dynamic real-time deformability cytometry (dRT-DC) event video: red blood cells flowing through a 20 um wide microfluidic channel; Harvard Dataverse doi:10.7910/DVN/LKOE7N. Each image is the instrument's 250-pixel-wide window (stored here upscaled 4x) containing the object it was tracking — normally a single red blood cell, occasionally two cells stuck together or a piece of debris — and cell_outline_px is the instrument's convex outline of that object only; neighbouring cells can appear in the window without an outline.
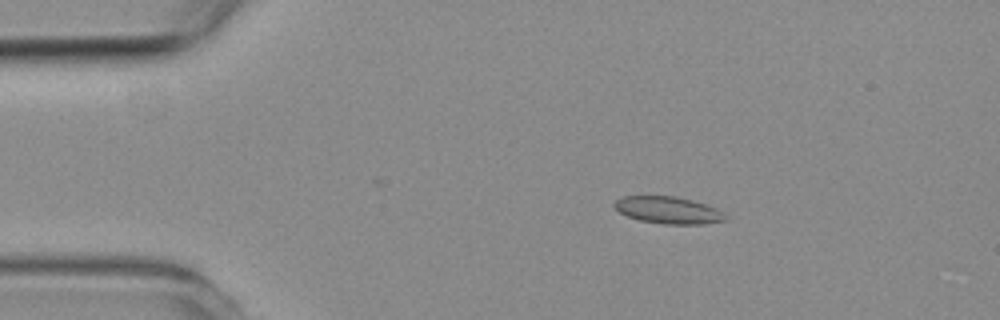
{"species": "common noctule bat (a hibernating species)", "species_latin": "Nyctalus noctula", "temperature_condition": "room temperature", "stored_images_in_passage": 3, "camera_frame_rate_fps": 3000, "um_per_image_px": 0.085, "animal": {"sex": "female", "body_mass_g": 19.3, "forearm_length_mm": 54.1}, "frame": {"image": 1, "passage_image": 2, "time_ms": 1.333, "image_size_px": [1000, 320], "cell_outline_px": [[728, 220], [704, 224], [664, 224], [640, 220], [628, 216], [620, 212], [612, 204], [616, 200], [624, 196], [676, 196], [692, 200], [716, 208], [724, 212], [728, 216]], "centroid_in_image_um": [56.85, 17.86], "position_along_channel_um": 28.2, "area_um2": 17.51}}